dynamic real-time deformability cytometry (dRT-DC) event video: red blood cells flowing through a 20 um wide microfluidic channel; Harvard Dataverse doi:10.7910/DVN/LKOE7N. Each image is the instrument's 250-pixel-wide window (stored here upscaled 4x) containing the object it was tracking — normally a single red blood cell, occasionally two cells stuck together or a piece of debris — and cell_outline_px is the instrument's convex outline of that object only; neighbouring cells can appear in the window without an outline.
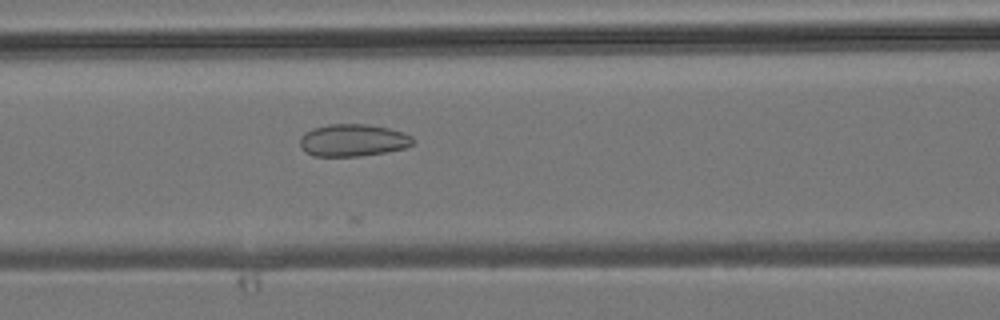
{"species": "common noctule bat (a hibernating species)", "species_latin": "Nyctalus noctula", "temperature_condition": "room temperature", "stored_images_in_passage": 5, "camera_frame_rate_fps": 3000, "um_per_image_px": 0.085, "animal": {"sex": "male", "body_mass_g": 19.2, "forearm_length_mm": 51.8}, "frame": {"image": 1, "passage_image": 5, "time_ms": 4.667, "image_size_px": [1000, 320], "cell_outline_px": [[412, 144], [404, 148], [384, 152], [360, 156], [312, 156], [304, 152], [300, 148], [300, 136], [304, 132], [312, 128], [328, 124], [368, 124], [388, 128], [404, 132], [412, 136]], "centroid_in_image_um": [29.94, 11.92], "position_along_channel_um": 136.7, "area_um2": 21.39}}